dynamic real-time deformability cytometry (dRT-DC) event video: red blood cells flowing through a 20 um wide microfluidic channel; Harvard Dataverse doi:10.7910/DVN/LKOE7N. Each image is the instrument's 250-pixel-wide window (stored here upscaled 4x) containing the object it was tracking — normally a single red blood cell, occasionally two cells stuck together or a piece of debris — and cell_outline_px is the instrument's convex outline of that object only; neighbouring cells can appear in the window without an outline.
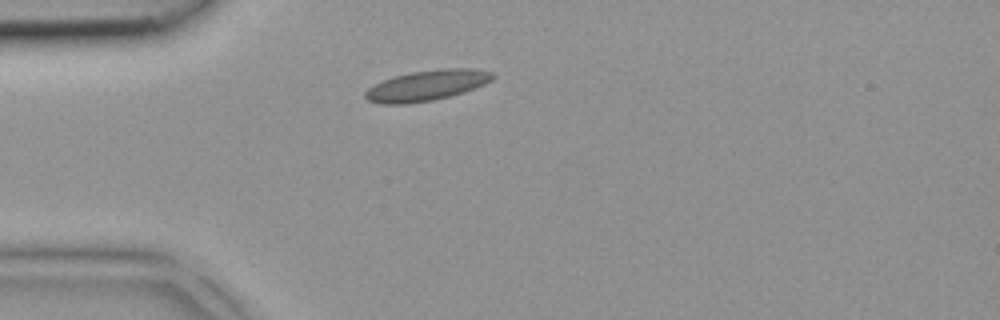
{"species": "common noctule bat (a hibernating species)", "species_latin": "Nyctalus noctula", "temperature_condition": "room temperature", "stored_images_in_passage": 33, "camera_frame_rate_fps": 3000, "um_per_image_px": 0.085, "animal": {"sex": "female", "body_mass_g": 18.4}, "frame": {"image": 1, "passage_image": 1, "time_ms": 0.0, "image_size_px": [1000, 320], "cell_outline_px": [[496, 76], [492, 80], [484, 84], [464, 92], [432, 100], [408, 104], [380, 104], [368, 100], [364, 96], [364, 92], [368, 88], [392, 76], [412, 72], [444, 68], [468, 68], [496, 72]], "centroid_in_image_um": [36.29, 7.26], "position_along_channel_um": 48.7, "area_um2": 22.66}}
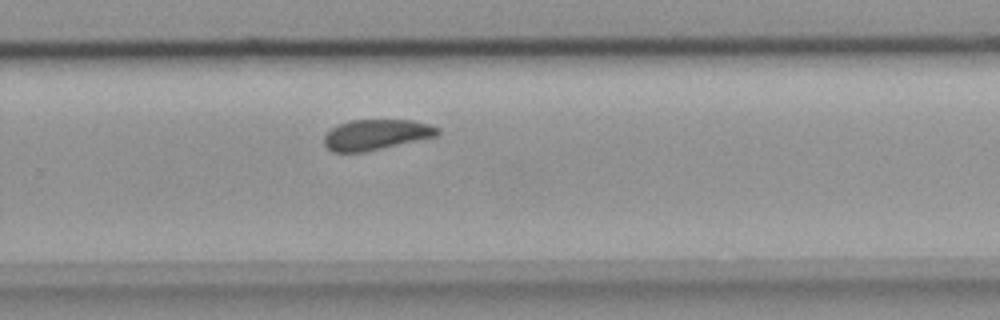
{"frame": {"image": 2, "passage_image": 18, "time_ms": 5.667, "image_size_px": [1000, 320], "cell_outline_px": [[440, 132], [436, 136], [364, 152], [332, 152], [324, 144], [324, 136], [332, 128], [340, 124], [352, 120], [412, 120], [428, 124], [440, 128]], "centroid_in_image_um": [31.97, 11.44], "position_along_channel_um": 297.8, "area_um2": 19.94}}
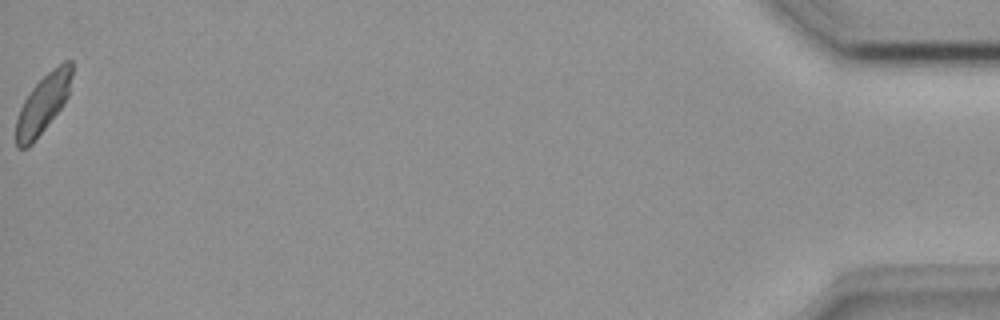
{"frame": {"image": 3, "passage_image": 33, "time_ms": 10.667, "image_size_px": [1000, 320], "cell_outline_px": [[72, 76], [68, 96], [64, 104], [32, 144], [28, 148], [16, 148], [16, 120], [20, 108], [24, 100], [32, 88], [52, 68], [64, 60], [72, 60]], "centroid_in_image_um": [3.66, 8.82], "position_along_channel_um": 431.5, "area_um2": 19.07}}